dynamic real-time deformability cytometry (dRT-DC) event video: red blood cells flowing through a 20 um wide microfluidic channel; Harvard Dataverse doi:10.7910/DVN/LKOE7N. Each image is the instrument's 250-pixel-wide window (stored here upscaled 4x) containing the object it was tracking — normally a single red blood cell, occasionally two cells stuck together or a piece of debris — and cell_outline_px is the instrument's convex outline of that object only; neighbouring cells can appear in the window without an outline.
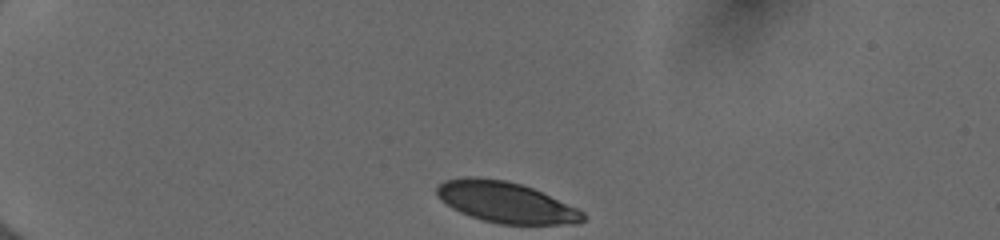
{"species": "human", "species_latin": "Homo sapiens", "temperature_condition": "cold", "stored_images_in_passage": 36, "camera_frame_rate_fps": 3000, "um_per_image_px": 0.085, "donor": {"sex": "female"}, "frame": {"image": 1, "passage_image": 1, "time_ms": 0.0, "image_size_px": [1000, 240], "cell_outline_px": [[588, 216], [580, 224], [500, 224], [484, 220], [460, 212], [452, 208], [440, 200], [436, 196], [436, 188], [444, 180], [468, 176], [472, 176], [504, 180], [520, 184], [532, 188], [576, 208], [584, 212]], "centroid_in_image_um": [42.98, 17.2], "position_along_channel_um": 42.0, "area_um2": 34.68}}
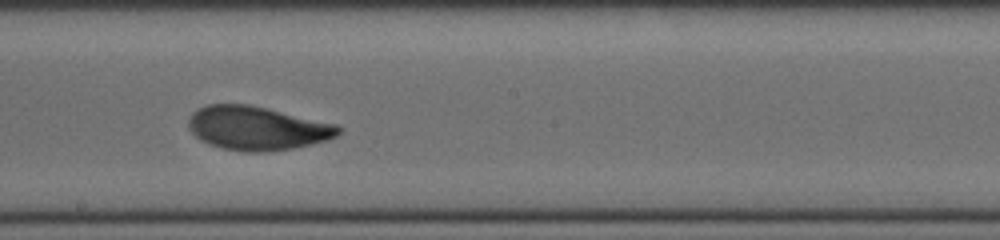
{"frame": {"image": 2, "passage_image": 20, "time_ms": 6.333, "image_size_px": [1000, 240], "cell_outline_px": [[344, 128], [336, 136], [328, 140], [312, 144], [292, 148], [264, 152], [244, 152], [224, 148], [208, 144], [200, 140], [188, 128], [188, 120], [192, 112], [208, 104], [248, 104], [336, 124]], "centroid_in_image_um": [21.85, 10.9], "position_along_channel_um": 226.4, "area_um2": 38.15}}
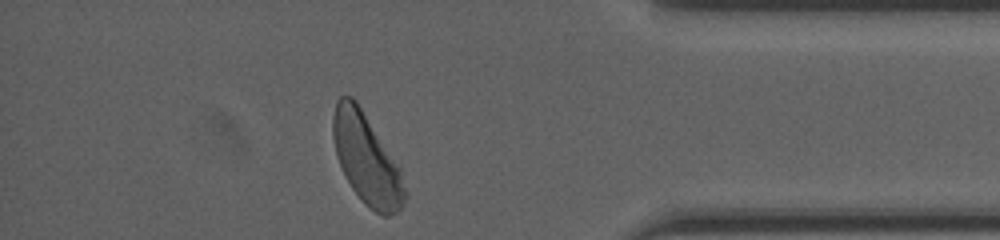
{"frame": {"image": 3, "passage_image": 35, "time_ms": 11.333, "image_size_px": [1000, 240], "cell_outline_px": [[408, 196], [400, 208], [396, 212], [388, 216], [384, 216], [376, 212], [364, 204], [352, 188], [340, 164], [336, 152], [332, 136], [332, 116], [336, 100], [340, 96], [352, 96], [356, 100], [400, 168]], "centroid_in_image_um": [31.16, 13.52], "position_along_channel_um": 404.0, "area_um2": 37.51}, "authors_computed_cell_mechanics": {"area_um2": 37.3677, "velocity_mm_per_s": 3.9594, "shape_relaxation_time_tau1_ms": 2.9027, "shape_relaxation_time_tau2_ms": 0.9642, "deformation_change_tau1": 0.1229, "deformation_change_tau2": 0.0623}}